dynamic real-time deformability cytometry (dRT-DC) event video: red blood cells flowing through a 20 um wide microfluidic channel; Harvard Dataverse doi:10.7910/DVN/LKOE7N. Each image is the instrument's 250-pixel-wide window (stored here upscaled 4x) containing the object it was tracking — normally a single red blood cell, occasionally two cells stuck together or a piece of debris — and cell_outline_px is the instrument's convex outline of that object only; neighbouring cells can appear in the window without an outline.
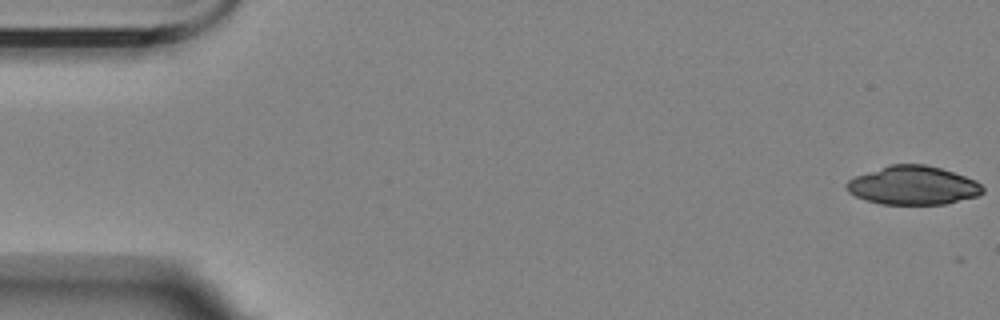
{"species": "Egyptian fruit bat (a non-hibernating species)", "species_latin": "Rousettus aegyptiacus", "temperature_condition": "room temperature", "stored_images_in_passage": 5, "camera_frame_rate_fps": 3000, "um_per_image_px": 0.085, "animal": {"sex": "female"}, "frame": {"image": 1, "passage_image": 1, "time_ms": 0.0, "image_size_px": [1000, 320], "cell_outline_px": [[984, 192], [976, 196], [944, 204], [880, 204], [856, 196], [848, 192], [844, 184], [848, 180], [856, 176], [888, 164], [924, 164], [940, 168], [976, 180], [984, 188]], "centroid_in_image_um": [77.59, 15.75], "position_along_channel_um": 7.4, "area_um2": 30.52}}